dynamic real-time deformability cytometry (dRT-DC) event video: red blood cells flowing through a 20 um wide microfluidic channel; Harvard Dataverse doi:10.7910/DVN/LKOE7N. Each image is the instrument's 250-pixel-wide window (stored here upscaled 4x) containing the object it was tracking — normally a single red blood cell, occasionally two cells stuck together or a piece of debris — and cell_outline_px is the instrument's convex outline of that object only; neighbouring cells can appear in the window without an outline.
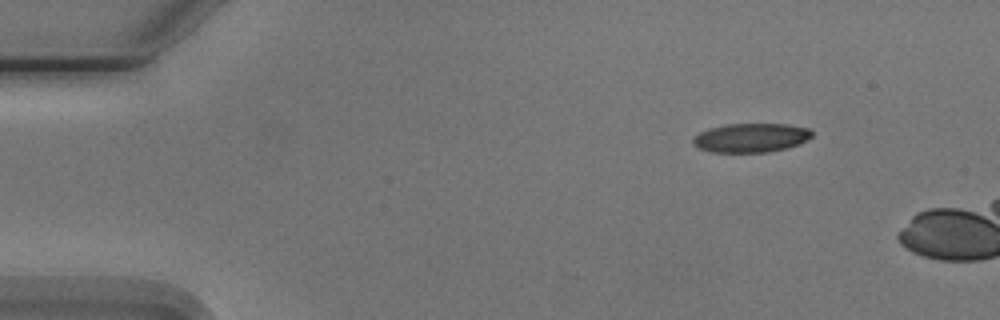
{"species": "Egyptian fruit bat (a non-hibernating species)", "species_latin": "Rousettus aegyptiacus", "temperature_condition": "cold", "stored_images_in_passage": 6, "camera_frame_rate_fps": 3000, "um_per_image_px": 0.085, "animal": {"sex": "male"}, "frame": {"image": 1, "passage_image": 1, "time_ms": 0.0, "image_size_px": [1000, 320], "cell_outline_px": [[812, 136], [796, 144], [784, 148], [768, 152], [712, 152], [700, 148], [692, 144], [692, 140], [700, 132], [708, 128], [724, 124], [788, 124], [808, 128], [812, 132]], "centroid_in_image_um": [63.79, 11.7], "position_along_channel_um": 21.2, "area_um2": 19.88}}
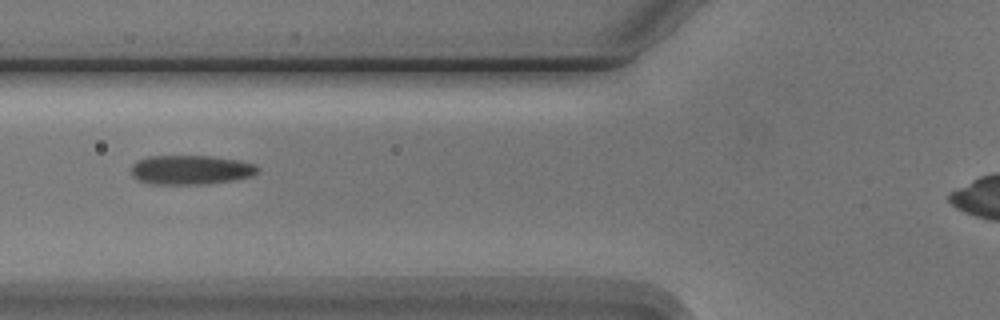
{"frame": {"image": 2, "passage_image": 5, "time_ms": 4.667, "image_size_px": [1000, 320], "cell_outline_px": [[260, 168], [252, 176], [232, 180], [204, 184], [152, 184], [140, 180], [132, 176], [132, 164], [136, 160], [148, 156], [212, 156], [236, 160], [256, 164]], "centroid_in_image_um": [16.2, 14.43], "position_along_channel_um": 109.6, "area_um2": 21.56}}
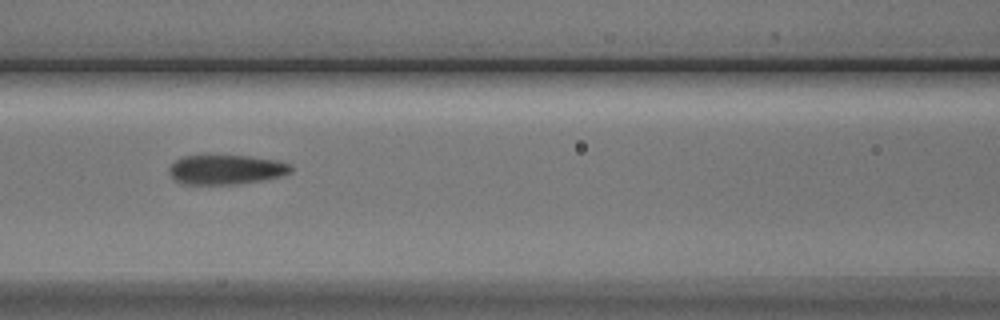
{"frame": {"image": 3, "passage_image": 6, "time_ms": 5.667, "image_size_px": [1000, 320], "cell_outline_px": [[292, 172], [280, 176], [264, 180], [236, 184], [180, 184], [168, 172], [168, 168], [176, 160], [184, 156], [248, 156], [276, 160], [292, 164]], "centroid_in_image_um": [19.23, 14.42], "position_along_channel_um": 147.4, "area_um2": 20.92}}